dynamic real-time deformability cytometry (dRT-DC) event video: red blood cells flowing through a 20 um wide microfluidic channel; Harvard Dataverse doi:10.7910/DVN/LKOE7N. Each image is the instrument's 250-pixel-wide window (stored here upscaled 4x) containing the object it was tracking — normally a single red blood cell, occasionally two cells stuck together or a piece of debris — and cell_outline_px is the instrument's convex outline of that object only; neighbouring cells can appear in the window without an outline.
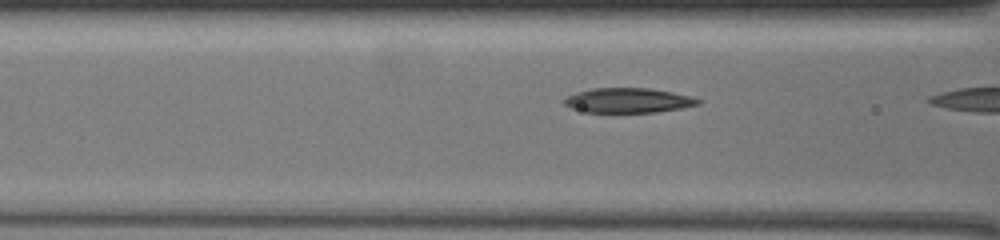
{"species": "common noctule bat (a hibernating species)", "species_latin": "Nyctalus noctula", "temperature_condition": "warm", "stored_images_in_passage": 10, "camera_frame_rate_fps": 3000, "um_per_image_px": 0.085, "animal": {"sex": "female", "body_mass_g": 19.5, "forearm_length_mm": 54.1}, "frame": {"image": 1, "passage_image": 9, "time_ms": 2.667, "image_size_px": [1000, 240], "cell_outline_px": [[704, 100], [700, 104], [680, 108], [656, 112], [584, 112], [572, 108], [564, 104], [560, 100], [576, 92], [592, 88], [648, 88], [672, 92]], "centroid_in_image_um": [53.37, 8.53], "position_along_channel_um": 113.2, "area_um2": 19.31}}